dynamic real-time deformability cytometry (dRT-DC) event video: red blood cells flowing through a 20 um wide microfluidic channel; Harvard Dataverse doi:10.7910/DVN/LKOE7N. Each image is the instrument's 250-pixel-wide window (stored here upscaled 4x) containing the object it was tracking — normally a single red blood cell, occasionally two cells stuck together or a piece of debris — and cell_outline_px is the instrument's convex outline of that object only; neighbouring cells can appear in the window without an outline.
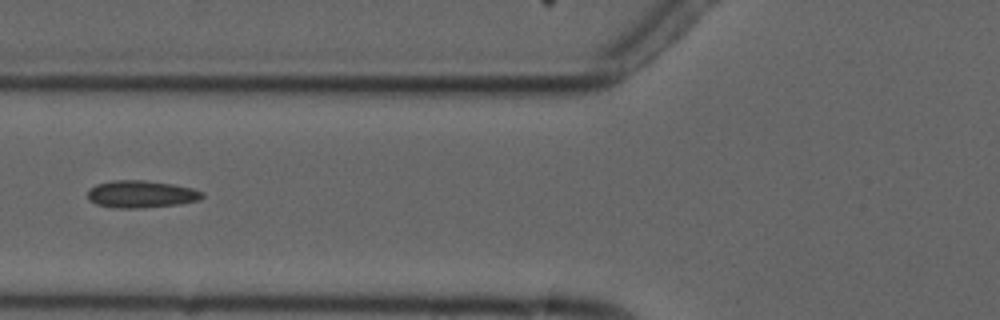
{"species": "common noctule bat (a hibernating species)", "species_latin": "Nyctalus noctula", "temperature_condition": "cold", "stored_images_in_passage": 6, "camera_frame_rate_fps": 3000, "um_per_image_px": 0.085, "animal": {"sex": "male", "forearm_length_mm": 52.5}, "frame": {"image": 1, "passage_image": 6, "time_ms": 6.333, "image_size_px": [1000, 320], "cell_outline_px": [[204, 196], [200, 200], [180, 204], [140, 208], [116, 208], [96, 204], [88, 200], [88, 188], [96, 184], [112, 180], [144, 180], [172, 184], [192, 188], [204, 192]], "centroid_in_image_um": [11.99, 16.5], "position_along_channel_um": 113.8, "area_um2": 18.38}}